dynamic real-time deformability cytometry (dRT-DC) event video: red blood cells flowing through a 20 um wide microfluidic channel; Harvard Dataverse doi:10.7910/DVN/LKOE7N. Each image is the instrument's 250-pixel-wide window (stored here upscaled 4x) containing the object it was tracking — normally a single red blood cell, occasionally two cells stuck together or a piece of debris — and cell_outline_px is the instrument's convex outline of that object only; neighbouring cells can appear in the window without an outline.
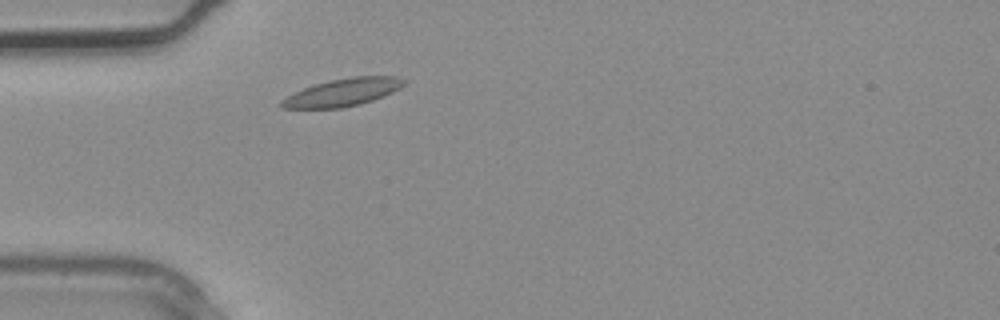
{"species": "common noctule bat (a hibernating species)", "species_latin": "Nyctalus noctula", "temperature_condition": "warm", "stored_images_in_passage": 1, "camera_frame_rate_fps": 3000, "um_per_image_px": 0.085, "animal": {"sex": "male", "body_mass_g": 20.4}, "frame": {"image": 1, "passage_image": 1, "time_ms": 0.0, "image_size_px": [1000, 320], "cell_outline_px": [[404, 84], [400, 88], [384, 96], [360, 104], [340, 108], [280, 108], [280, 100], [304, 88], [328, 80], [352, 76], [396, 76], [404, 80]], "centroid_in_image_um": [29.13, 7.84], "position_along_channel_um": 55.9, "area_um2": 19.54}}